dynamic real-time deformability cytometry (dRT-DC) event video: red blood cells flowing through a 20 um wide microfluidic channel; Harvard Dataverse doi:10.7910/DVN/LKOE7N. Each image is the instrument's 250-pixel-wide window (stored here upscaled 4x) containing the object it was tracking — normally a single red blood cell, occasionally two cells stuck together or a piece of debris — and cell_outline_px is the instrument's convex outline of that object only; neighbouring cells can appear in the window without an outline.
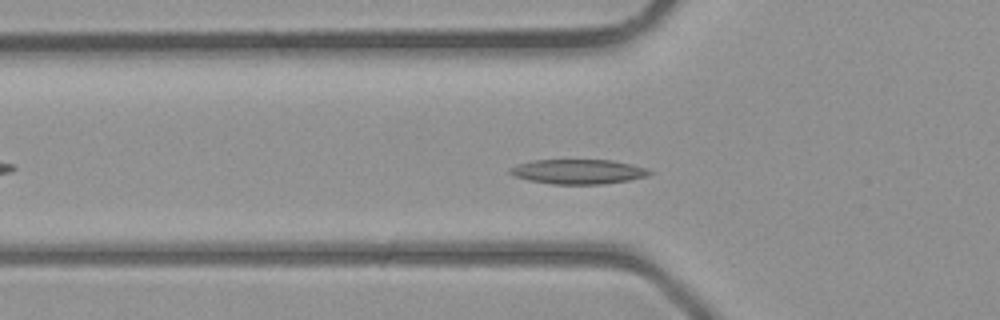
{"species": "common noctule bat (a hibernating species)", "species_latin": "Nyctalus noctula", "temperature_condition": "room temperature", "stored_images_in_passage": 42, "camera_frame_rate_fps": 3000, "um_per_image_px": 0.085, "animal": {"sex": "male", "body_mass_g": 23.1, "forearm_length_mm": 52.7}, "frame": {"image": 1, "passage_image": 14, "time_ms": 4.333, "image_size_px": [1000, 320], "cell_outline_px": [[652, 172], [648, 176], [628, 180], [604, 184], [552, 184], [528, 180], [516, 176], [508, 172], [508, 168], [532, 160], [612, 160], [632, 164], [644, 168]], "centroid_in_image_um": [49.13, 14.59], "position_along_channel_um": 76.7, "area_um2": 19.94}}
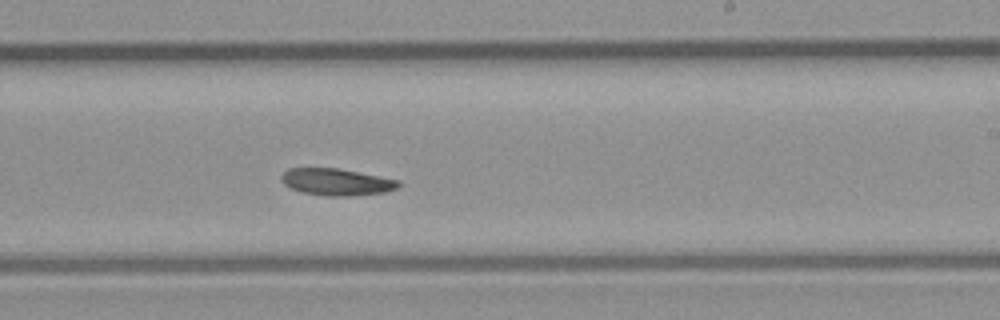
{"frame": {"image": 2, "passage_image": 25, "time_ms": 8.0, "image_size_px": [1000, 320], "cell_outline_px": [[400, 184], [396, 188], [384, 192], [348, 196], [324, 196], [300, 192], [284, 184], [280, 180], [280, 176], [288, 168], [336, 168], [400, 180]], "centroid_in_image_um": [28.56, 15.47], "position_along_channel_um": 260.4, "area_um2": 18.26}}
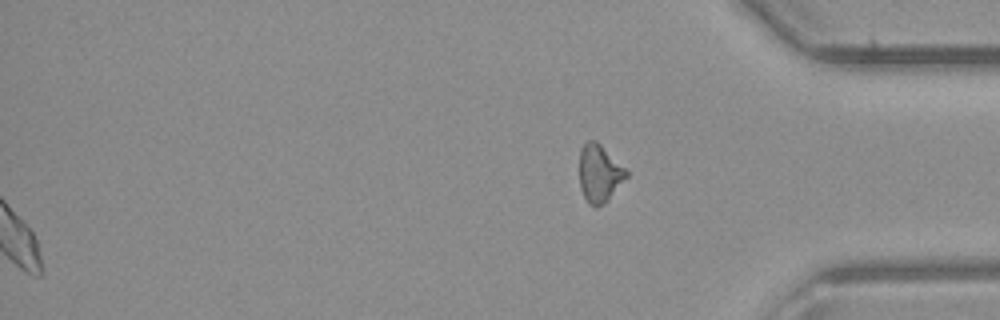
{"frame": {"image": 3, "passage_image": 42, "time_ms": 13.667, "image_size_px": [1000, 320], "cell_outline_px": [[628, 176], [608, 200], [604, 204], [596, 208], [588, 204], [580, 188], [580, 148], [588, 140], [596, 140], [628, 172]], "centroid_in_image_um": [50.93, 14.77], "position_along_channel_um": 384.3, "area_um2": 15.66}}